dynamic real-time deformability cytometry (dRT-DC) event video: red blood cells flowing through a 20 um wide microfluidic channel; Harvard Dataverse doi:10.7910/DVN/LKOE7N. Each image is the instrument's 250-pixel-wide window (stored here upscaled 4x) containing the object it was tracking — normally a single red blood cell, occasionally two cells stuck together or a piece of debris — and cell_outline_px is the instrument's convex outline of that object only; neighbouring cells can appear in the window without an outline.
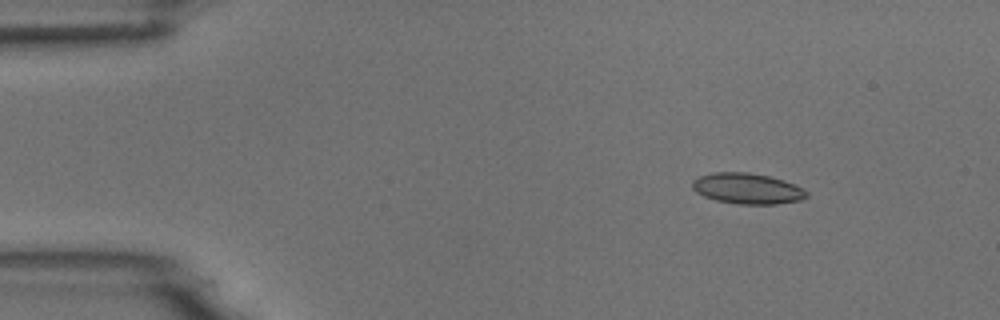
{"species": "common noctule bat (a hibernating species)", "species_latin": "Nyctalus noctula", "temperature_condition": "room temperature", "stored_images_in_passage": 8, "camera_frame_rate_fps": 3000, "um_per_image_px": 0.085, "animal": {"sex": "male", "body_mass_g": 18.8}, "frame": {"image": 1, "passage_image": 1, "time_ms": 0.0, "image_size_px": [1000, 320], "cell_outline_px": [[808, 196], [800, 200], [776, 204], [740, 204], [716, 200], [704, 196], [696, 192], [692, 188], [692, 180], [700, 176], [712, 172], [748, 172], [768, 176], [784, 180], [804, 188], [808, 192]], "centroid_in_image_um": [63.53, 16.02], "position_along_channel_um": 21.5, "area_um2": 20.52}}
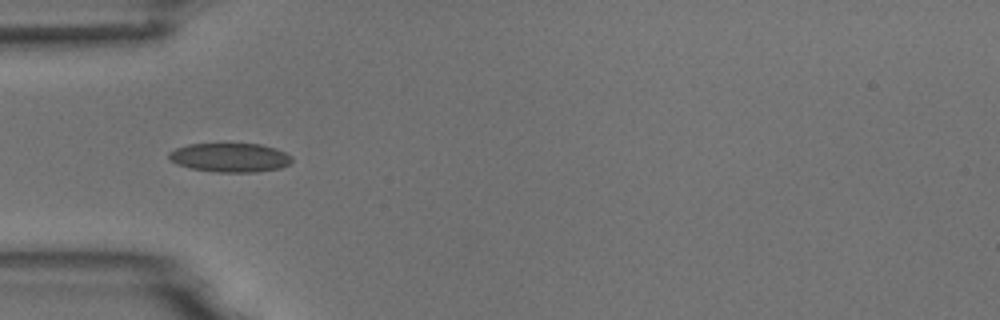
{"frame": {"image": 2, "passage_image": 4, "time_ms": 1.0, "image_size_px": [1000, 320], "cell_outline_px": [[292, 160], [288, 164], [280, 168], [256, 172], [216, 172], [192, 168], [176, 164], [168, 156], [168, 152], [176, 148], [188, 144], [260, 144], [276, 148], [292, 156]], "centroid_in_image_um": [19.55, 13.39], "position_along_channel_um": 65.4, "area_um2": 20.69}}
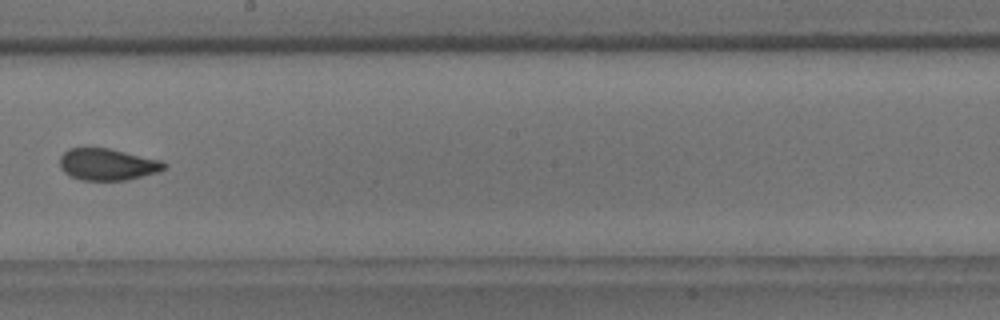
{"frame": {"image": 3, "passage_image": 8, "time_ms": 2.333, "image_size_px": [1000, 320], "cell_outline_px": [[168, 164], [160, 172], [128, 180], [80, 180], [68, 176], [60, 168], [60, 156], [68, 148], [108, 148], [164, 160]], "centroid_in_image_um": [9.16, 13.98], "position_along_channel_um": 239.0, "area_um2": 19.65}}